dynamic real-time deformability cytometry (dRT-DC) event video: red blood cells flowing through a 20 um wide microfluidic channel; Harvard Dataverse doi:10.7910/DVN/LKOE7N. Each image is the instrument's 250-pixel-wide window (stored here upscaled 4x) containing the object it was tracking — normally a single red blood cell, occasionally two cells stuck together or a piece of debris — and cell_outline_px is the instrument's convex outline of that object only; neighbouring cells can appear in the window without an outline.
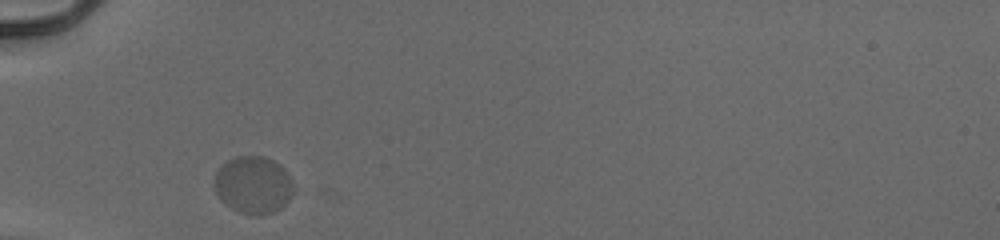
{"species": "human", "species_latin": "Homo sapiens", "temperature_condition": "cold", "stored_images_in_passage": 37, "camera_frame_rate_fps": 3000, "um_per_image_px": 0.085, "donor": {"sex": "male"}, "frame": {"image": 1, "passage_image": 1, "time_ms": 0.0, "image_size_px": [1000, 240], "cell_outline_px": [[292, 196], [276, 212], [260, 216], [252, 216], [240, 212], [232, 208], [216, 192], [216, 172], [220, 164], [236, 156], [264, 156], [280, 164], [288, 172], [292, 180]], "centroid_in_image_um": [21.57, 15.71], "position_along_channel_um": 63.4, "area_um2": 26.41}}
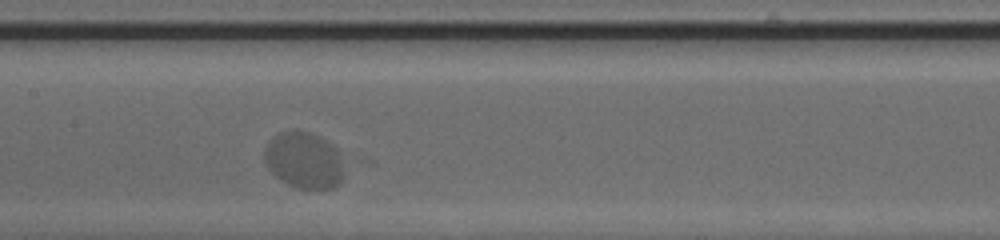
{"frame": {"image": 2, "passage_image": 11, "time_ms": 3.333, "image_size_px": [1000, 240], "cell_outline_px": [[344, 176], [340, 184], [336, 188], [316, 192], [296, 188], [280, 180], [268, 168], [264, 160], [264, 148], [272, 136], [280, 132], [296, 128], [308, 132], [328, 140], [336, 148]], "centroid_in_image_um": [25.83, 13.65], "position_along_channel_um": 181.6, "area_um2": 26.99}}
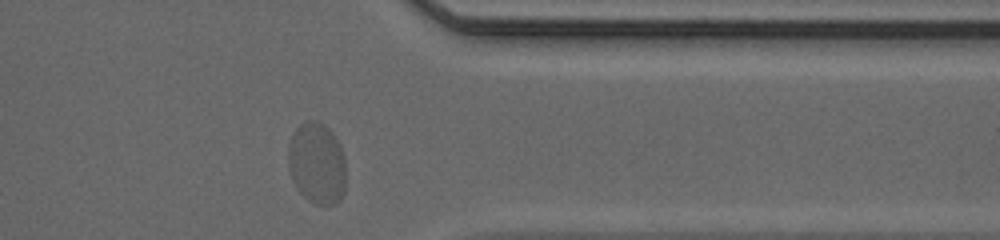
{"frame": {"image": 3, "passage_image": 27, "time_ms": 8.667, "image_size_px": [1000, 240], "cell_outline_px": [[344, 192], [340, 200], [336, 204], [316, 204], [308, 200], [296, 188], [292, 180], [288, 168], [288, 144], [292, 132], [304, 120], [320, 120], [332, 132], [340, 144], [344, 156]], "centroid_in_image_um": [26.91, 13.85], "position_along_channel_um": 384.5, "area_um2": 27.8}, "authors_computed_cell_mechanics": {"area_um2": 27.2238, "velocity_mm_per_s": 3.8586, "shape_relaxation_time_tau1_ms": 0.2937, "shape_relaxation_time_tau2_ms": 0.2023, "deformation_change_tau1": 0.1194, "deformation_change_tau2": null}}